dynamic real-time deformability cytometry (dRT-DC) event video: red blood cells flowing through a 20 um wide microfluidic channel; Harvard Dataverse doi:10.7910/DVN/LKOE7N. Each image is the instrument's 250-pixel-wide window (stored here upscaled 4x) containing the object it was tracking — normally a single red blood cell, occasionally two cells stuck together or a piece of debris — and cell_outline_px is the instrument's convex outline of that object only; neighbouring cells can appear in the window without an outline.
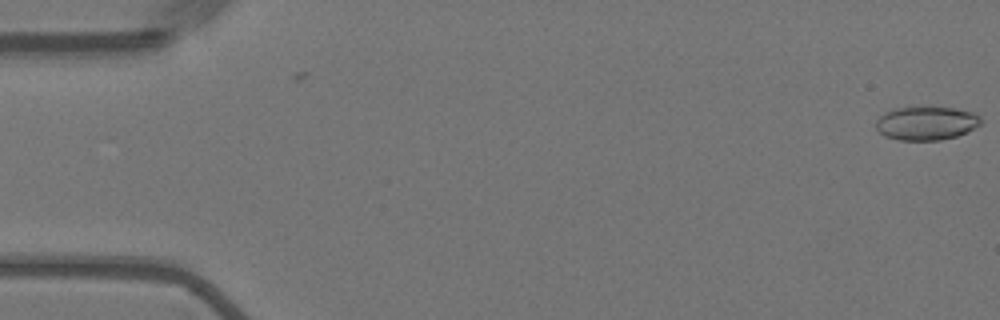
{"species": "Egyptian fruit bat (a non-hibernating species)", "species_latin": "Rousettus aegyptiacus", "temperature_condition": "warm", "stored_images_in_passage": 4, "camera_frame_rate_fps": 3000, "um_per_image_px": 0.085, "animal": {"sex": "female"}, "frame": {"image": 1, "passage_image": 4, "time_ms": 1.0, "image_size_px": [1000, 320], "cell_outline_px": [[984, 120], [980, 124], [956, 136], [940, 140], [900, 140], [884, 136], [876, 128], [876, 120], [880, 116], [892, 108], [956, 108], [972, 112], [980, 116]], "centroid_in_image_um": [78.72, 10.48], "position_along_channel_um": 6.3, "area_um2": 20.29}}